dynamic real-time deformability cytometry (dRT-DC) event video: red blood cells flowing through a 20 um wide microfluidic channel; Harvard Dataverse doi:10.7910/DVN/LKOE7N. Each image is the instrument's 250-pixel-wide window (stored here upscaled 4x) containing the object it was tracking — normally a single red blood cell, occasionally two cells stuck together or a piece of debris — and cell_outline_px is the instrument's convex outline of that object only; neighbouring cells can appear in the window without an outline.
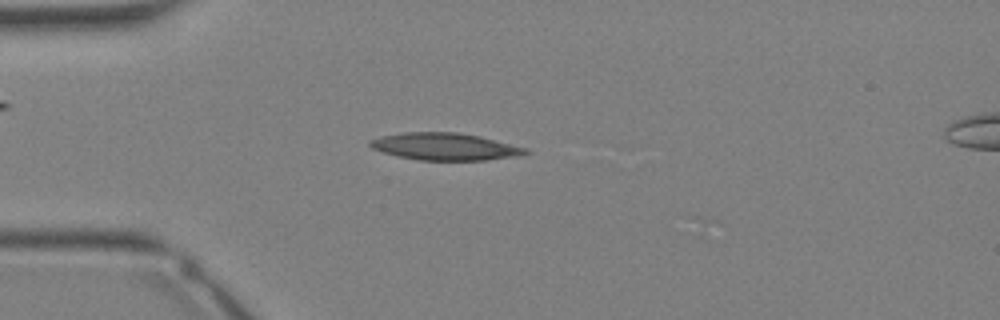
{"species": "Egyptian fruit bat (a non-hibernating species)", "species_latin": "Rousettus aegyptiacus", "temperature_condition": "warm", "stored_images_in_passage": 33, "camera_frame_rate_fps": 3000, "um_per_image_px": 0.085, "animal": {"sex": "female"}, "frame": {"image": 1, "passage_image": 8, "time_ms": 2.333, "image_size_px": [1000, 320], "cell_outline_px": [[532, 152], [520, 156], [484, 160], [420, 160], [396, 156], [372, 148], [368, 144], [368, 140], [380, 136], [404, 132], [460, 132], [480, 136], [528, 148]], "centroid_in_image_um": [37.85, 12.45], "position_along_channel_um": 47.2, "area_um2": 24.85}}
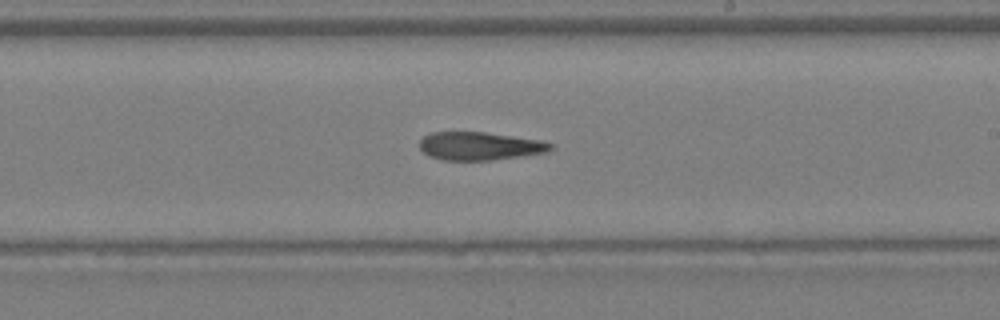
{"frame": {"image": 2, "passage_image": 19, "time_ms": 6.0, "image_size_px": [1000, 320], "cell_outline_px": [[552, 148], [548, 152], [492, 160], [440, 160], [428, 156], [420, 148], [420, 140], [424, 136], [432, 132], [484, 132], [544, 140], [552, 144]], "centroid_in_image_um": [40.78, 12.41], "position_along_channel_um": 248.2, "area_um2": 21.56}}
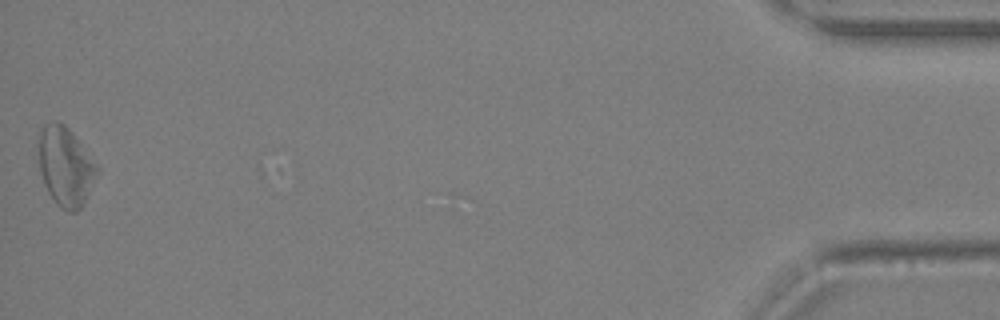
{"frame": {"image": 3, "passage_image": 33, "time_ms": 10.667, "image_size_px": [1000, 320], "cell_outline_px": [[100, 172], [84, 204], [76, 212], [68, 212], [60, 208], [56, 204], [48, 192], [44, 184], [40, 172], [40, 128], [44, 124], [56, 120], [64, 124], [72, 132], [100, 168]], "centroid_in_image_um": [5.61, 14.18], "position_along_channel_um": 429.6, "area_um2": 27.11}}